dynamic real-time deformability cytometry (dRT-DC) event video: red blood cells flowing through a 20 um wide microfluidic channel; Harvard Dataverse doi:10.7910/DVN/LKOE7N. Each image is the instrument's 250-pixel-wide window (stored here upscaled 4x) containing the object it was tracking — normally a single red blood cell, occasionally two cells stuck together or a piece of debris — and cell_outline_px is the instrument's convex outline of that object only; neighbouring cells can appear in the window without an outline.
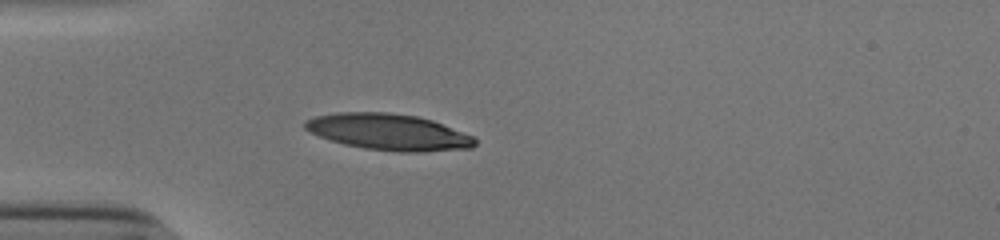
{"species": "human", "species_latin": "Homo sapiens", "temperature_condition": "cold", "stored_images_in_passage": 38, "camera_frame_rate_fps": 3000, "um_per_image_px": 0.085, "donor": {"sex": "male"}, "frame": {"image": 1, "passage_image": 1, "time_ms": 0.0, "image_size_px": [1000, 240], "cell_outline_px": [[476, 144], [472, 148], [420, 152], [400, 152], [364, 148], [344, 144], [320, 136], [304, 128], [304, 120], [316, 116], [336, 112], [388, 112], [416, 116], [432, 120], [476, 136]], "centroid_in_image_um": [33.07, 11.22], "position_along_channel_um": 51.9, "area_um2": 36.01}}
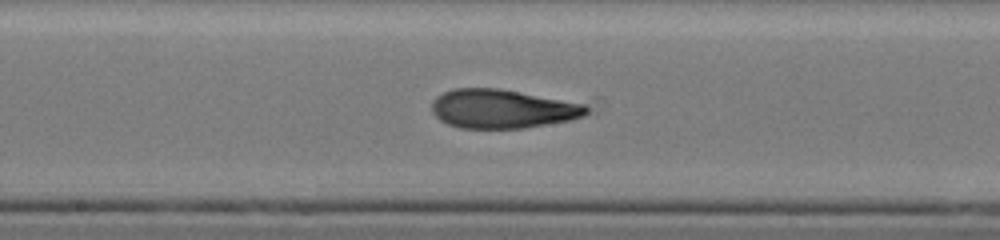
{"frame": {"image": 2, "passage_image": 14, "time_ms": 4.333, "image_size_px": [1000, 240], "cell_outline_px": [[588, 112], [584, 116], [568, 120], [524, 128], [460, 128], [448, 124], [440, 120], [432, 112], [432, 100], [436, 96], [452, 88], [500, 88], [584, 104], [588, 108]], "centroid_in_image_um": [42.65, 9.24], "position_along_channel_um": 205.5, "area_um2": 34.91}}
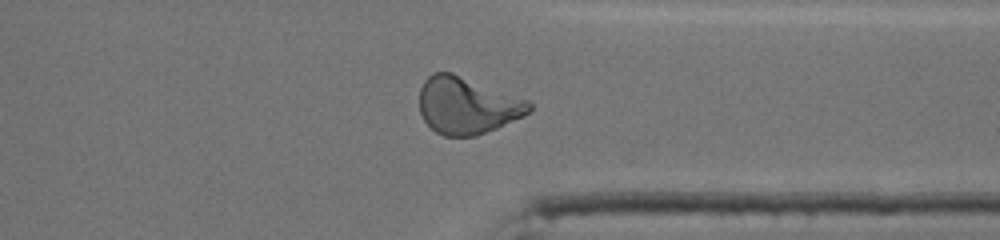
{"frame": {"image": 3, "passage_image": 27, "time_ms": 8.667, "image_size_px": [1000, 240], "cell_outline_px": [[532, 112], [524, 116], [496, 128], [476, 136], [444, 136], [436, 132], [424, 120], [420, 112], [420, 88], [424, 80], [432, 72], [452, 72], [528, 100], [532, 104]], "centroid_in_image_um": [39.71, 8.96], "position_along_channel_um": 371.7, "area_um2": 36.41}, "authors_computed_cell_mechanics": {"area_um2": 35.3736, "velocity_mm_per_s": 3.8584, "shape_relaxation_time_tau1_ms": 7.5441, "shape_relaxation_time_tau2_ms": 1.9587, "deformation_change_tau1": 0.2815, "deformation_change_tau2": 0.0679}}